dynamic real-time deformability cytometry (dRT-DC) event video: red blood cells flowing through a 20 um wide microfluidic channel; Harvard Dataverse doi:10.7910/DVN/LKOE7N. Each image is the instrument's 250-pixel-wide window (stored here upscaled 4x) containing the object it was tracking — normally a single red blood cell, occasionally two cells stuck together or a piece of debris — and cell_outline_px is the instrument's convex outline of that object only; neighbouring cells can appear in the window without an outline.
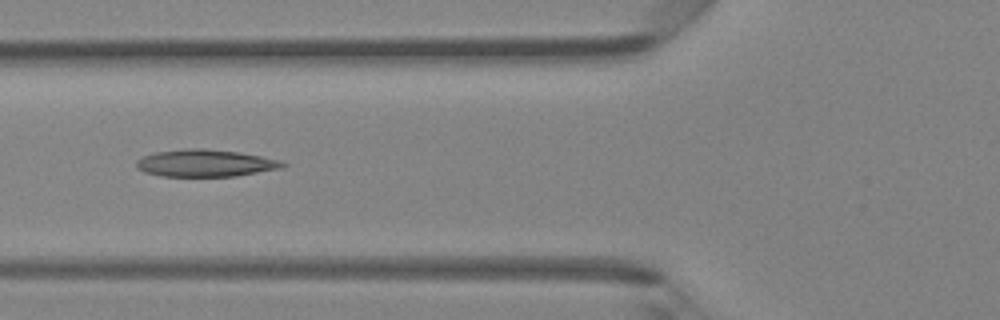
{"species": "Egyptian fruit bat (a non-hibernating species)", "species_latin": "Rousettus aegyptiacus", "temperature_condition": "room temperature", "stored_images_in_passage": 3, "camera_frame_rate_fps": 3000, "um_per_image_px": 0.085, "animal": {"sex": "female"}, "frame": {"image": 1, "passage_image": 3, "time_ms": 0.667, "image_size_px": [1000, 320], "cell_outline_px": [[288, 164], [284, 168], [236, 176], [160, 176], [144, 172], [136, 168], [136, 160], [152, 152], [184, 148], [204, 148], [240, 152], [280, 160]], "centroid_in_image_um": [17.45, 13.86], "position_along_channel_um": 108.4, "area_um2": 23.47}}